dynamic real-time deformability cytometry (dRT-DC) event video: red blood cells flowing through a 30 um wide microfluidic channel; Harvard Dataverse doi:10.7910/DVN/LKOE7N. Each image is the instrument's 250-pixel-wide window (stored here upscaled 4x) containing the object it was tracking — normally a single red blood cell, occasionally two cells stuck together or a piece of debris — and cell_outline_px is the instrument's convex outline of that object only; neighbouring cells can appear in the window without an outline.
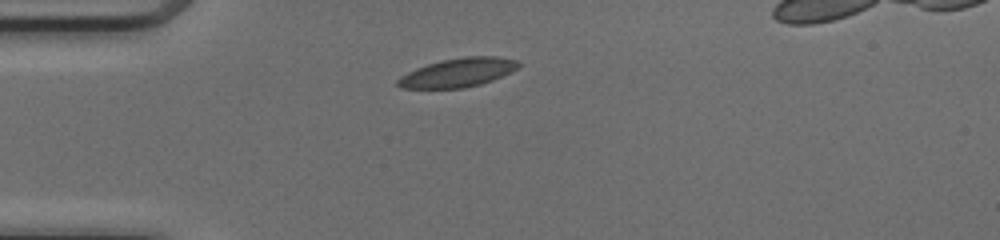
{"species": "common noctule bat (a hibernating species)", "species_latin": "Nyctalus noctula", "temperature_condition": "cold", "stored_images_in_passage": 36, "camera_frame_rate_fps": 3000, "um_per_image_px": 0.085, "animal": {"sex": "female", "body_mass_g": 17.0, "forearm_length_mm": 48.0}, "frame": {"image": 1, "passage_image": 1, "time_ms": 0.0, "image_size_px": [1000, 240], "cell_outline_px": [[520, 64], [516, 68], [492, 80], [480, 84], [464, 88], [400, 88], [396, 84], [396, 80], [400, 76], [416, 68], [428, 64], [444, 60], [464, 56], [496, 56], [520, 60]], "centroid_in_image_um": [38.9, 6.16], "position_along_channel_um": 46.1, "area_um2": 20.11}}
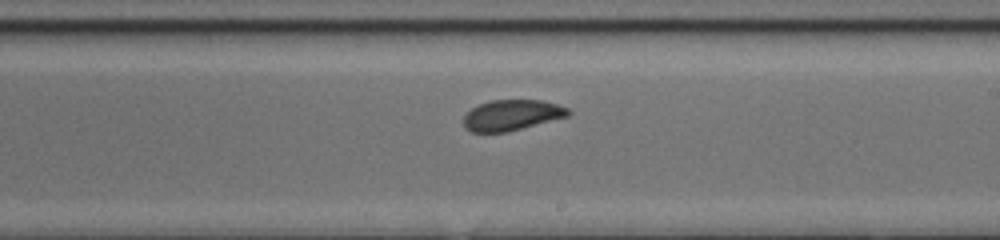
{"frame": {"image": 2, "passage_image": 17, "time_ms": 5.333, "image_size_px": [1000, 240], "cell_outline_px": [[572, 112], [568, 116], [508, 132], [472, 132], [464, 128], [464, 116], [472, 108], [480, 104], [492, 100], [540, 100], [556, 104], [568, 108]], "centroid_in_image_um": [43.5, 9.79], "position_along_channel_um": 245.5, "area_um2": 18.61}}
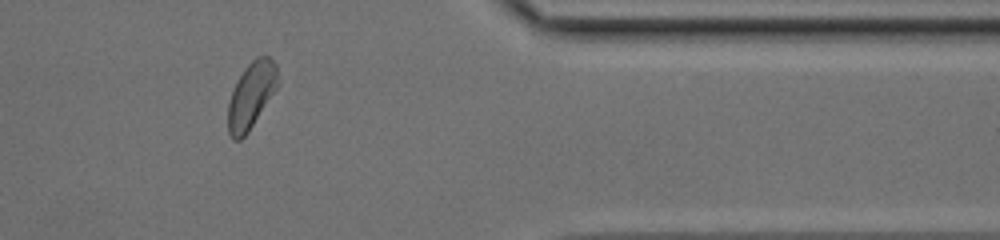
{"frame": {"image": 3, "passage_image": 29, "time_ms": 9.333, "image_size_px": [1000, 240], "cell_outline_px": [[280, 80], [276, 88], [248, 132], [240, 140], [232, 140], [228, 132], [228, 100], [244, 68], [256, 56], [268, 56], [276, 64]], "centroid_in_image_um": [21.35, 8.09], "position_along_channel_um": 390.0, "area_um2": 19.07}, "authors_computed_cell_mechanics": {"area_um2": 19.4497, "velocity_mm_per_s": 4.1189, "shape_relaxation_time_tau1_ms": 7.9995, "shape_relaxation_time_tau2_ms": 1.9395, "deformation_change_tau1": 0.1599, "deformation_change_tau2": 0.0557}}